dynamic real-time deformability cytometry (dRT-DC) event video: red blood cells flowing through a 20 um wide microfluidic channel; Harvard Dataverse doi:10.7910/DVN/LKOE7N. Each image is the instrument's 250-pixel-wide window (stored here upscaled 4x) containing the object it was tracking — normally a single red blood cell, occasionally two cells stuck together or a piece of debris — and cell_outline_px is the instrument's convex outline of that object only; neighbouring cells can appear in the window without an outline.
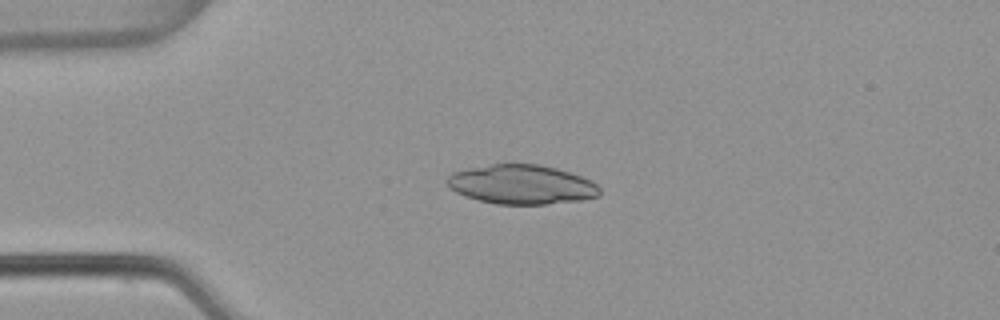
{"species": "common noctule bat (a hibernating species)", "species_latin": "Nyctalus noctula", "temperature_condition": "warm", "stored_images_in_passage": 5, "camera_frame_rate_fps": 3000, "um_per_image_px": 0.085, "animal": {"sex": "female", "body_mass_g": 22.7, "forearm_length_mm": 54.2}, "frame": {"image": 1, "passage_image": 4, "time_ms": 1.0, "image_size_px": [1000, 320], "cell_outline_px": [[600, 196], [580, 200], [548, 204], [496, 204], [464, 196], [448, 188], [444, 180], [452, 172], [468, 168], [492, 164], [540, 164], [556, 168], [592, 180], [600, 188]], "centroid_in_image_um": [44.3, 15.68], "position_along_channel_um": 40.7, "area_um2": 35.14}}